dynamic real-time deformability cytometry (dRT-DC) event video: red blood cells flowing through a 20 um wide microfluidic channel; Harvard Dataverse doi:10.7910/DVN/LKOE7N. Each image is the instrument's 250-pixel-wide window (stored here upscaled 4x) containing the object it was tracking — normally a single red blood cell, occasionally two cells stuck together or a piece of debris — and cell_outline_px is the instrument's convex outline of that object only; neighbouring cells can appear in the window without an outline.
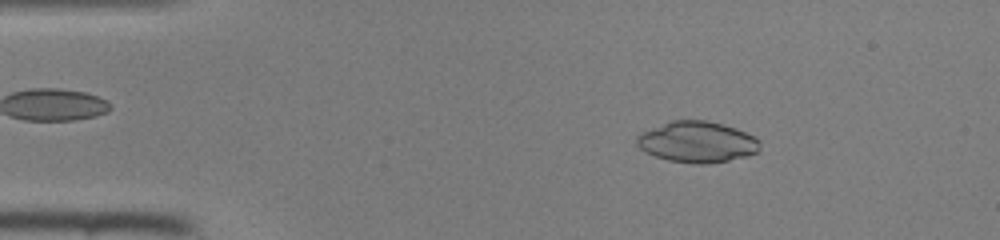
{"species": "common noctule bat (a hibernating species)", "species_latin": "Nyctalus noctula", "temperature_condition": "room temperature", "stored_images_in_passage": 46, "camera_frame_rate_fps": 3000, "um_per_image_px": 0.085, "animal": {"sex": "female", "body_mass_g": 22.0, "forearm_length_mm": 56.7}, "frame": {"image": 1, "passage_image": 7, "time_ms": 2.0, "image_size_px": [1000, 240], "cell_outline_px": [[760, 152], [728, 160], [708, 164], [696, 164], [668, 160], [644, 152], [636, 144], [636, 136], [640, 132], [668, 120], [708, 120], [724, 124], [736, 128], [760, 140]], "centroid_in_image_um": [59.22, 12.05], "position_along_channel_um": 25.8, "area_um2": 29.77}}
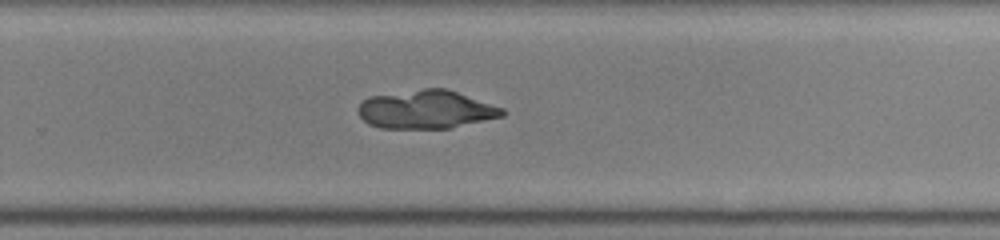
{"frame": {"image": 2, "passage_image": 30, "time_ms": 9.667, "image_size_px": [1000, 240], "cell_outline_px": [[508, 112], [504, 116], [452, 128], [380, 128], [368, 124], [356, 112], [356, 108], [368, 96], [424, 88], [444, 88], [504, 108]], "centroid_in_image_um": [36.21, 9.31], "position_along_channel_um": 293.6, "area_um2": 32.43}}
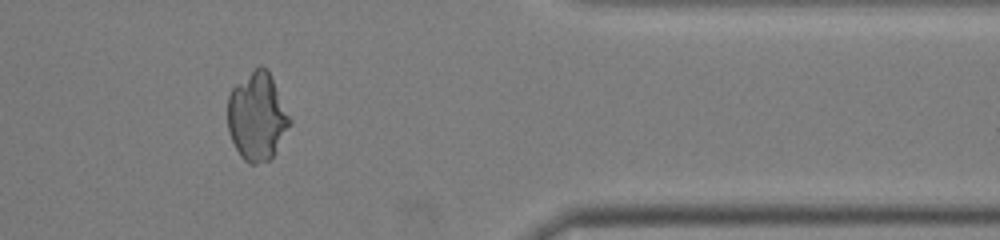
{"frame": {"image": 3, "passage_image": 38, "time_ms": 12.333, "image_size_px": [1000, 240], "cell_outline_px": [[292, 120], [276, 152], [268, 160], [256, 164], [248, 164], [240, 156], [232, 140], [228, 128], [228, 96], [232, 88], [236, 84], [260, 64], [268, 68]], "centroid_in_image_um": [21.86, 9.89], "position_along_channel_um": 389.5, "area_um2": 31.85}}